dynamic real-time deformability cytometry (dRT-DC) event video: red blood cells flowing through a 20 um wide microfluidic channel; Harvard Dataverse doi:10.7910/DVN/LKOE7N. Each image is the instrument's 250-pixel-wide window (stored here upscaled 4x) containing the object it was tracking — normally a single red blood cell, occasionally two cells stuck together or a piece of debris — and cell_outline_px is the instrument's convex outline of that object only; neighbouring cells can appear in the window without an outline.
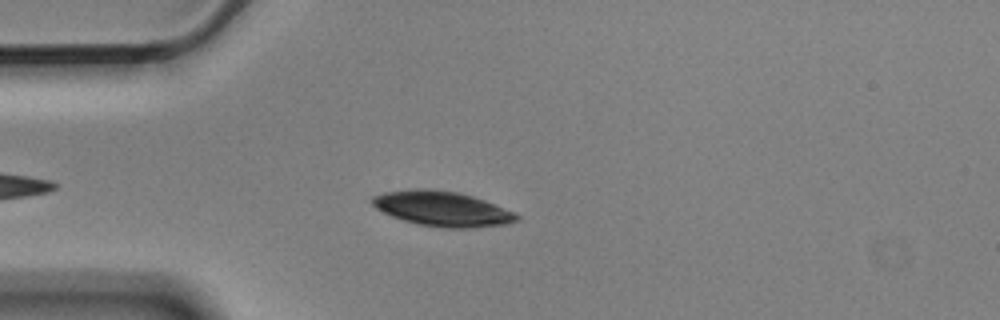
{"species": "Egyptian fruit bat (a non-hibernating species)", "species_latin": "Rousettus aegyptiacus", "temperature_condition": "cold", "stored_images_in_passage": 5, "camera_frame_rate_fps": 3000, "um_per_image_px": 0.085, "animal": {"sex": "male"}, "frame": {"image": 1, "passage_image": 5, "time_ms": 1.333, "image_size_px": [1000, 320], "cell_outline_px": [[520, 220], [508, 224], [472, 228], [448, 228], [420, 224], [404, 220], [392, 216], [376, 208], [368, 200], [372, 196], [384, 192], [416, 188], [432, 188], [460, 192], [484, 200], [516, 212], [520, 216]], "centroid_in_image_um": [37.61, 17.73], "position_along_channel_um": 47.4, "area_um2": 29.71}}